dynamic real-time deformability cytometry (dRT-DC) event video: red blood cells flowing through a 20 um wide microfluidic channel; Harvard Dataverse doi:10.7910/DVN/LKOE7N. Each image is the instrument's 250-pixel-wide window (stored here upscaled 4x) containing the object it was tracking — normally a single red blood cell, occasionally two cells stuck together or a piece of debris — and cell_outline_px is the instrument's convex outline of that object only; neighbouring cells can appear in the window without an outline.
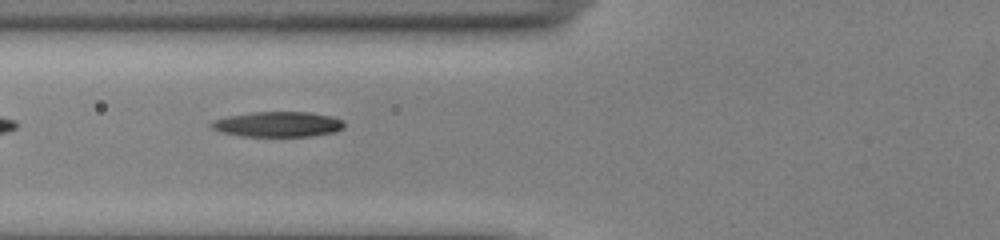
{"species": "common noctule bat (a hibernating species)", "species_latin": "Nyctalus noctula", "temperature_condition": "cold", "stored_images_in_passage": 34, "camera_frame_rate_fps": 3000, "um_per_image_px": 0.085, "animal": {"sex": "male", "body_mass_g": 13.0, "forearm_length_mm": 53.1}, "frame": {"image": 1, "passage_image": 3, "time_ms": 0.667, "image_size_px": [1000, 240], "cell_outline_px": [[344, 128], [336, 132], [312, 136], [240, 136], [220, 132], [212, 128], [208, 124], [212, 120], [228, 116], [252, 112], [308, 112], [332, 116], [344, 120]], "centroid_in_image_um": [23.62, 10.56], "position_along_channel_um": 102.2, "area_um2": 19.77}}
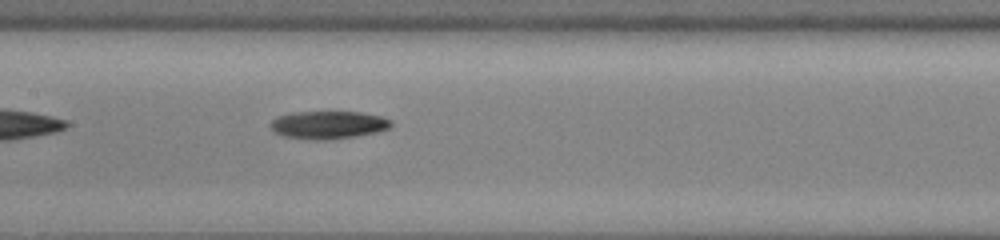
{"frame": {"image": 2, "passage_image": 9, "time_ms": 2.667, "image_size_px": [1000, 240], "cell_outline_px": [[392, 124], [388, 128], [376, 132], [356, 136], [324, 140], [316, 140], [284, 136], [272, 132], [268, 124], [276, 116], [292, 112], [360, 112], [380, 116], [392, 120]], "centroid_in_image_um": [27.84, 10.61], "position_along_channel_um": 179.6, "area_um2": 19.65}}
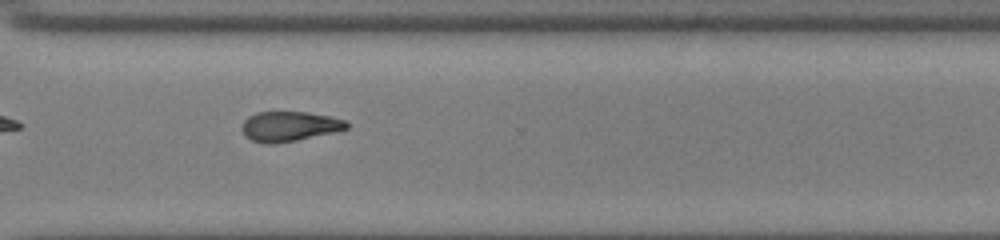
{"frame": {"image": 3, "passage_image": 22, "time_ms": 7.0, "image_size_px": [1000, 240], "cell_outline_px": [[348, 128], [332, 132], [296, 140], [276, 144], [268, 144], [252, 140], [244, 136], [244, 120], [248, 116], [256, 112], [308, 112], [332, 116], [348, 120]], "centroid_in_image_um": [24.62, 10.73], "position_along_channel_um": 346.0, "area_um2": 18.15}, "authors_computed_cell_mechanics": {"area_um2": 18.6983, "velocity_mm_per_s": 3.854, "shape_relaxation_time_tau1_ms": 4.8064, "shape_relaxation_time_tau2_ms": null, "deformation_change_tau1": 0.1464, "deformation_change_tau2": null}}